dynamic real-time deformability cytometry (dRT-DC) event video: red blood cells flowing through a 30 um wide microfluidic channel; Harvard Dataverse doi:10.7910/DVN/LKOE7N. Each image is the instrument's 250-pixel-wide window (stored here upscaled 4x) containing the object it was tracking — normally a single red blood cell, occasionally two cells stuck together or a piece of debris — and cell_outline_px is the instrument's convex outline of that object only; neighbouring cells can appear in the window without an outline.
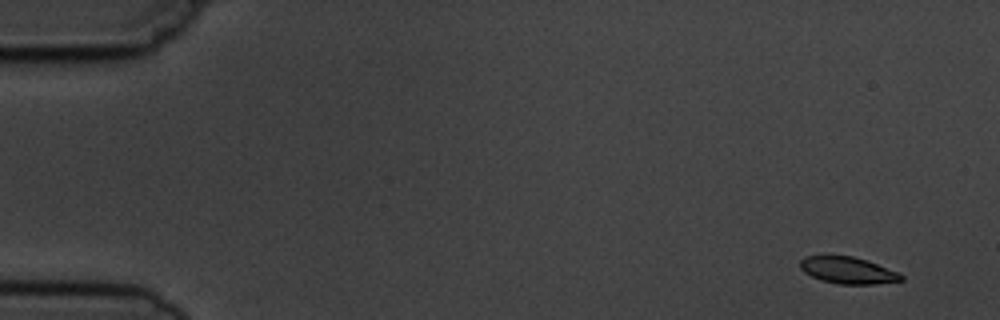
{"species": "common noctule bat (a hibernating species)", "species_latin": "Nyctalus noctula", "temperature_condition": "cold", "stored_images_in_passage": 4, "camera_frame_rate_fps": 3000, "um_per_image_px": 0.085, "animal": {"sex": "male", "body_mass_g": 19.5, "forearm_length_mm": 54.6}, "frame": {"image": 1, "passage_image": 1, "time_ms": 0.0, "image_size_px": [1000, 320], "cell_outline_px": [[904, 280], [872, 284], [840, 284], [820, 280], [804, 272], [800, 268], [800, 260], [804, 256], [824, 252], [852, 256], [900, 272], [904, 276]], "centroid_in_image_um": [71.99, 22.93], "position_along_channel_um": 13.0, "area_um2": 16.3}}
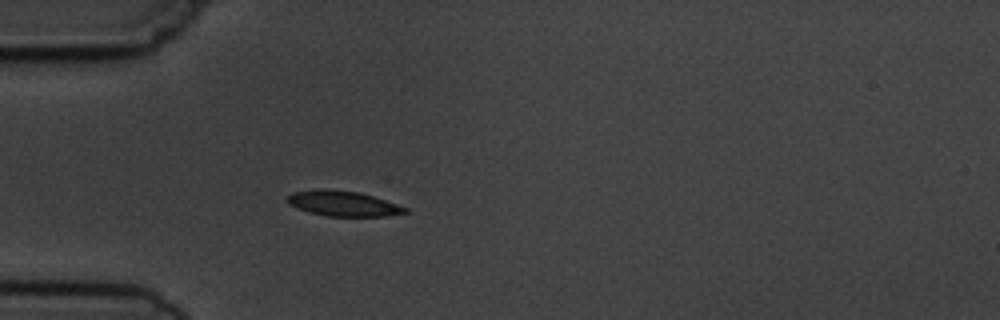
{"frame": {"image": 2, "passage_image": 4, "time_ms": 4.333, "image_size_px": [1000, 320], "cell_outline_px": [[408, 212], [384, 216], [328, 216], [308, 212], [296, 208], [288, 204], [284, 200], [292, 192], [360, 192], [408, 208]], "centroid_in_image_um": [29.18, 17.36], "position_along_channel_um": 55.8, "area_um2": 16.36}}